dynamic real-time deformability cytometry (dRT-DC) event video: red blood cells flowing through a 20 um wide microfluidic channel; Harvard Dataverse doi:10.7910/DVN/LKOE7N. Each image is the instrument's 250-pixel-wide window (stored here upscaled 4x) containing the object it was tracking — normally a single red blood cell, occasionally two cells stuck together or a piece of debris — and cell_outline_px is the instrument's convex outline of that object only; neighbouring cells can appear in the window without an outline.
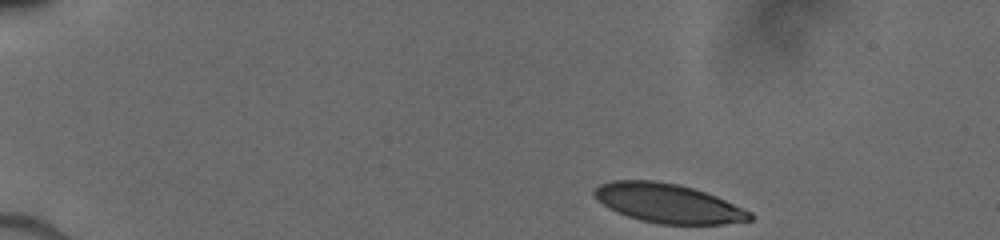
{"species": "human", "species_latin": "Homo sapiens", "temperature_condition": "cold", "stored_images_in_passage": 34, "camera_frame_rate_fps": 3000, "um_per_image_px": 0.085, "donor": {"sex": "male"}, "frame": {"image": 1, "passage_image": 1, "time_ms": 0.0, "image_size_px": [1000, 240], "cell_outline_px": [[756, 216], [752, 220], [724, 224], [660, 224], [640, 220], [616, 212], [608, 208], [596, 200], [592, 196], [592, 192], [600, 184], [612, 180], [652, 180], [676, 184], [692, 188], [716, 196], [752, 212]], "centroid_in_image_um": [56.77, 17.28], "position_along_channel_um": 28.2, "area_um2": 35.6}}
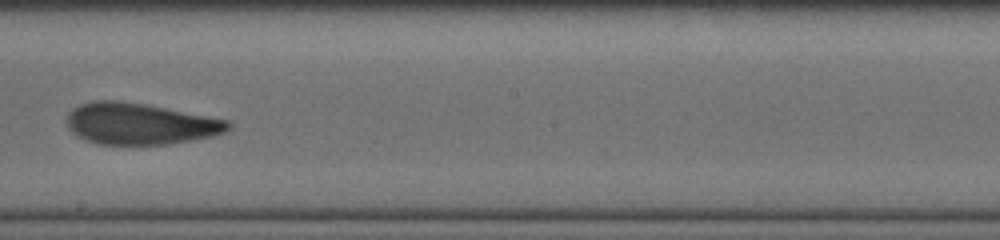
{"frame": {"image": 2, "passage_image": 15, "time_ms": 7.667, "image_size_px": [1000, 240], "cell_outline_px": [[232, 128], [224, 132], [212, 136], [168, 144], [100, 144], [84, 140], [76, 136], [68, 128], [68, 112], [72, 108], [80, 104], [92, 100], [120, 100], [144, 104], [228, 120], [232, 124]], "centroid_in_image_um": [11.86, 10.51], "position_along_channel_um": 236.3, "area_um2": 38.84}}
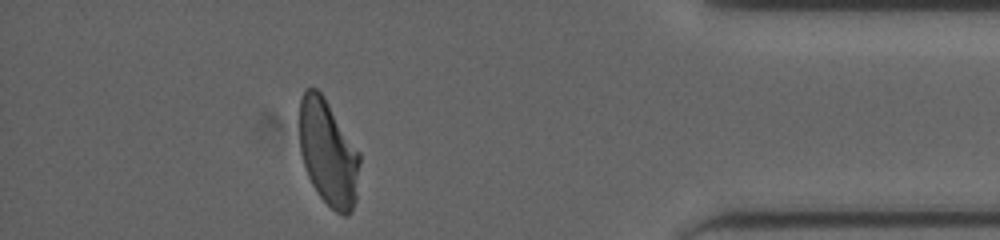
{"frame": {"image": 3, "passage_image": 28, "time_ms": 12.667, "image_size_px": [1000, 240], "cell_outline_px": [[360, 164], [356, 200], [348, 216], [344, 216], [336, 212], [320, 196], [312, 184], [308, 176], [300, 152], [300, 100], [304, 92], [308, 88], [316, 88], [324, 96], [360, 152]], "centroid_in_image_um": [27.91, 13.0], "position_along_channel_um": 407.3, "area_um2": 37.11}}